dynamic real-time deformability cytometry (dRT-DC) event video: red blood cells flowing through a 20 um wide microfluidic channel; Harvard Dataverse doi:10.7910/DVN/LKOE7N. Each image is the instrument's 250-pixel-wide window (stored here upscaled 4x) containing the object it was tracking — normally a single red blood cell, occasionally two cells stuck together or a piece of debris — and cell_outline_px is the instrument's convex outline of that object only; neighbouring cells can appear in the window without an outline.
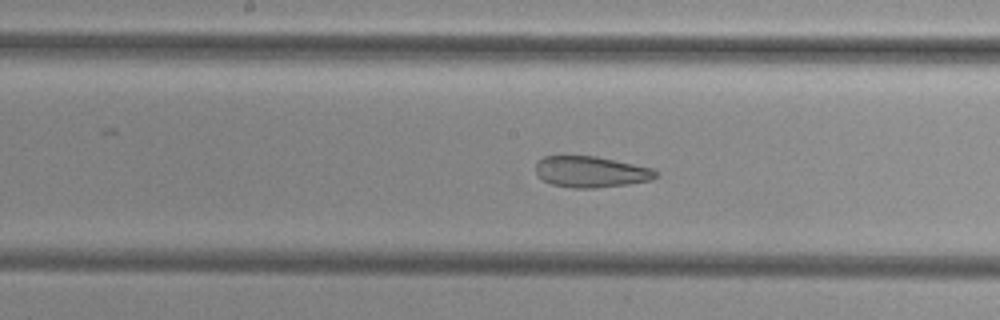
{"species": "common noctule bat (a hibernating species)", "species_latin": "Nyctalus noctula", "temperature_condition": "cold", "stored_images_in_passage": 46, "camera_frame_rate_fps": 3000, "um_per_image_px": 0.085, "animal": {"sex": "female", "body_mass_g": 29.2, "forearm_length_mm": 56.3}, "frame": {"image": 1, "passage_image": 20, "time_ms": 6.333, "image_size_px": [1000, 320], "cell_outline_px": [[660, 176], [652, 180], [628, 184], [596, 188], [572, 188], [552, 184], [544, 180], [536, 172], [536, 164], [544, 156], [596, 156], [652, 168], [660, 172]], "centroid_in_image_um": [50.29, 14.61], "position_along_channel_um": 197.9, "area_um2": 21.79}}